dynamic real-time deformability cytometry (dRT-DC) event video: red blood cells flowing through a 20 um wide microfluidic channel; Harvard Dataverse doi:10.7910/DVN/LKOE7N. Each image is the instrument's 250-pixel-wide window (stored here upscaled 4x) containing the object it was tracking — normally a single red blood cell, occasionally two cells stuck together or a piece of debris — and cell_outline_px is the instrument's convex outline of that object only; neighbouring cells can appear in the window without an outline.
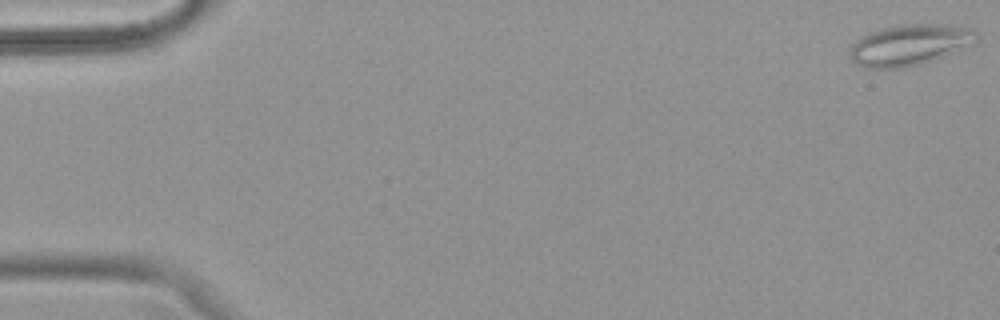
{"species": "common noctule bat (a hibernating species)", "species_latin": "Nyctalus noctula", "temperature_condition": "warm", "stored_images_in_passage": 51, "camera_frame_rate_fps": 3000, "um_per_image_px": 0.085, "animal": {"sex": "female", "body_mass_g": 18.4}, "frame": {"image": 1, "passage_image": 1, "time_ms": 0.0, "image_size_px": [1000, 320], "cell_outline_px": [[980, 40], [932, 60], [920, 64], [904, 68], [868, 68], [856, 64], [848, 56], [848, 52], [852, 44], [860, 36], [868, 32], [880, 28], [896, 24], [956, 24], [972, 28], [976, 32]], "centroid_in_image_um": [77.28, 3.79], "position_along_channel_um": 7.7, "area_um2": 30.63}}
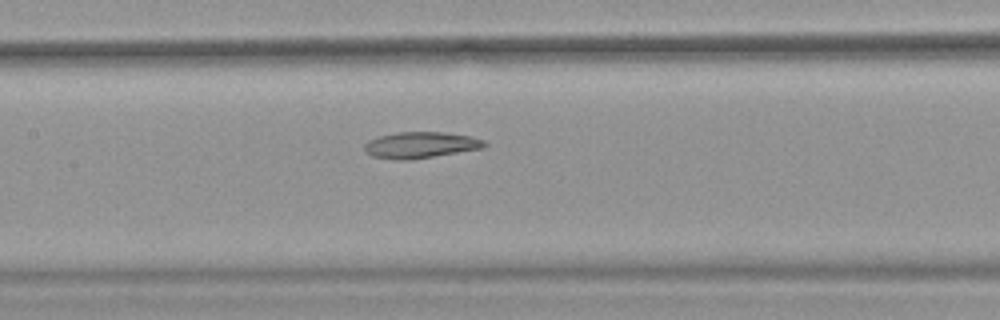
{"frame": {"image": 2, "passage_image": 25, "time_ms": 8.0, "image_size_px": [1000, 320], "cell_outline_px": [[488, 144], [484, 148], [412, 160], [396, 160], [372, 156], [364, 152], [364, 144], [368, 140], [376, 136], [396, 132], [444, 132], [472, 136], [484, 140]], "centroid_in_image_um": [35.73, 12.32], "position_along_channel_um": 171.7, "area_um2": 18.73}}
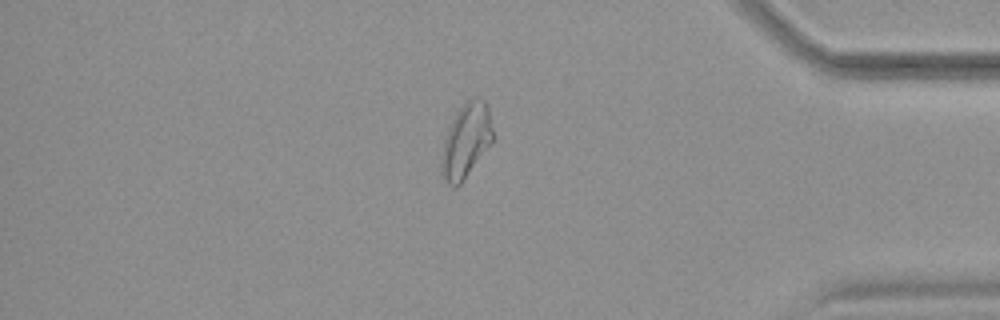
{"frame": {"image": 3, "passage_image": 44, "time_ms": 14.333, "image_size_px": [1000, 320], "cell_outline_px": [[492, 144], [464, 180], [456, 188], [448, 184], [440, 176], [440, 164], [444, 140], [448, 128], [456, 112], [468, 100], [484, 100], [488, 108], [492, 128]], "centroid_in_image_um": [39.59, 12.05], "position_along_channel_um": 395.6, "area_um2": 22.2}, "authors_computed_cell_mechanics": {"area_um2": 22.1952, "velocity_mm_per_s": 3.9766, "shape_relaxation_time_tau1_ms": null, "shape_relaxation_time_tau2_ms": 7.3302, "deformation_change_tau1": null, "deformation_change_tau2": 0.1734}}